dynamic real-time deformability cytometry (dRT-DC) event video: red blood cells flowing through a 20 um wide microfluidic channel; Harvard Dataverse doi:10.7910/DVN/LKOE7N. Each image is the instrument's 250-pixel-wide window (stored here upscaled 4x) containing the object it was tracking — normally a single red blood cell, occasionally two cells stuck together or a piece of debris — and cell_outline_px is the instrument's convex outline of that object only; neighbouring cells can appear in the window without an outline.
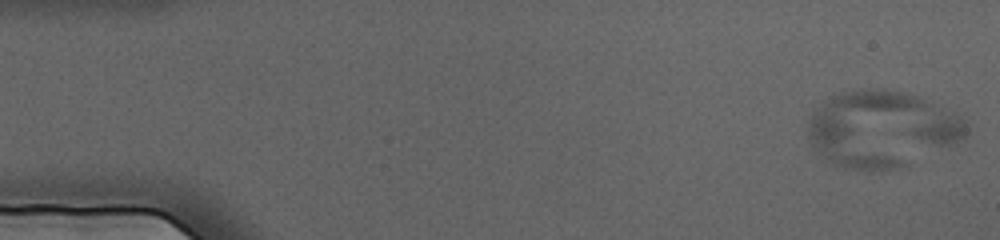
{"species": "human", "species_latin": "Homo sapiens", "temperature_condition": "cold", "stored_images_in_passage": 70, "camera_frame_rate_fps": 3000, "um_per_image_px": 0.085, "donor": {"sex": "female"}, "frame": {"image": 1, "passage_image": 1, "time_ms": 0.0, "image_size_px": [1000, 240], "cell_outline_px": [[968, 136], [964, 140], [908, 164], [896, 168], [872, 172], [868, 172], [844, 168], [832, 164], [816, 152], [812, 148], [808, 136], [808, 116], [812, 108], [828, 96], [860, 88], [884, 88], [904, 92], [920, 96], [932, 100], [956, 112], [968, 124]], "centroid_in_image_um": [74.92, 10.95], "position_along_channel_um": 10.1, "area_um2": 72.37}}
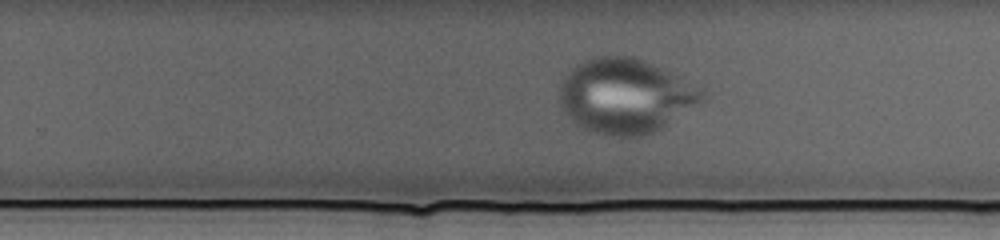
{"frame": {"image": 2, "passage_image": 44, "time_ms": 14.333, "image_size_px": [1000, 240], "cell_outline_px": [[708, 100], [664, 128], [640, 136], [620, 136], [588, 132], [580, 128], [560, 108], [560, 80], [576, 64], [584, 60], [596, 56], [636, 56], [708, 88]], "centroid_in_image_um": [53.26, 8.15], "position_along_channel_um": 276.5, "area_um2": 63.75}}
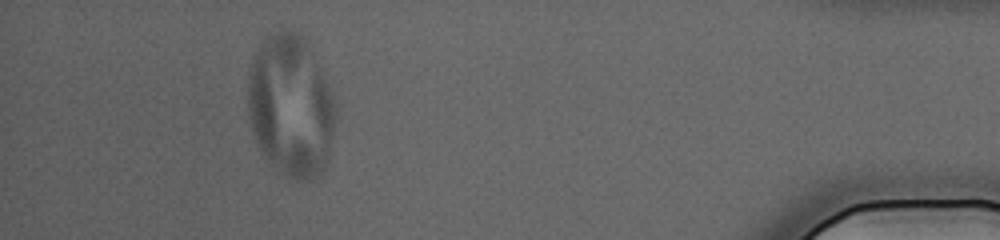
{"frame": {"image": 3, "passage_image": 64, "time_ms": 21.0, "image_size_px": [1000, 240], "cell_outline_px": [[336, 120], [328, 160], [324, 168], [320, 172], [304, 180], [292, 180], [280, 176], [260, 152], [256, 144], [252, 132], [248, 116], [248, 72], [260, 40], [284, 28], [300, 32], [312, 48], [332, 92], [336, 108]], "centroid_in_image_um": [24.7, 9.0], "position_along_channel_um": 410.5, "area_um2": 73.98}}